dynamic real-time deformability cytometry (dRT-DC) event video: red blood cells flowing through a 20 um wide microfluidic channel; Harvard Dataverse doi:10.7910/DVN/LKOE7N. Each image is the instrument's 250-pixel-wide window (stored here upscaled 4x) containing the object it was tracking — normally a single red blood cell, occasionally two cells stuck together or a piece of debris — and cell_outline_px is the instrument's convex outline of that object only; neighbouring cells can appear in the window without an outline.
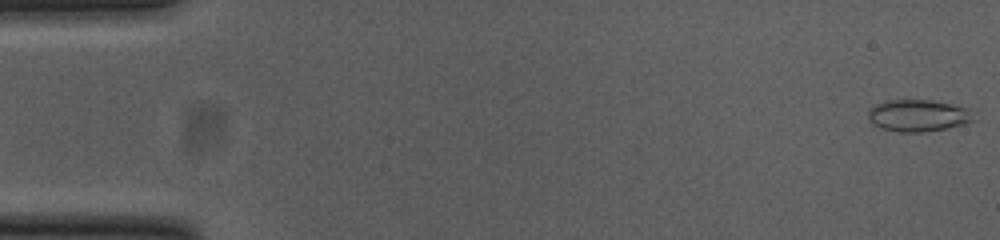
{"species": "common noctule bat (a hibernating species)", "species_latin": "Nyctalus noctula", "temperature_condition": "cold", "stored_images_in_passage": 54, "camera_frame_rate_fps": 3000, "um_per_image_px": 0.085, "animal": {"sex": "female", "body_mass_g": 23.0, "forearm_length_mm": 53.4}, "frame": {"image": 1, "passage_image": 1, "time_ms": 0.0, "image_size_px": [1000, 240], "cell_outline_px": [[976, 120], [964, 124], [948, 128], [924, 132], [900, 132], [880, 128], [872, 124], [868, 120], [868, 112], [876, 104], [888, 100], [932, 100], [952, 104], [968, 108]], "centroid_in_image_um": [78.05, 9.83], "position_along_channel_um": 7.0, "area_um2": 19.71}}
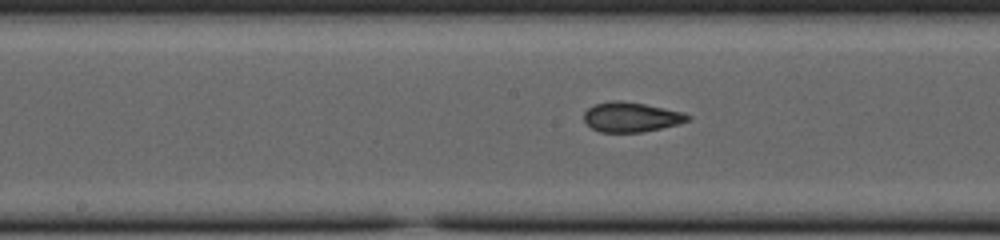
{"frame": {"image": 2, "passage_image": 27, "time_ms": 8.667, "image_size_px": [1000, 240], "cell_outline_px": [[692, 120], [680, 124], [640, 132], [600, 132], [592, 128], [584, 120], [584, 112], [592, 104], [612, 100], [620, 100], [644, 104], [684, 112], [692, 116]], "centroid_in_image_um": [53.67, 9.94], "position_along_channel_um": 194.5, "area_um2": 18.15}}
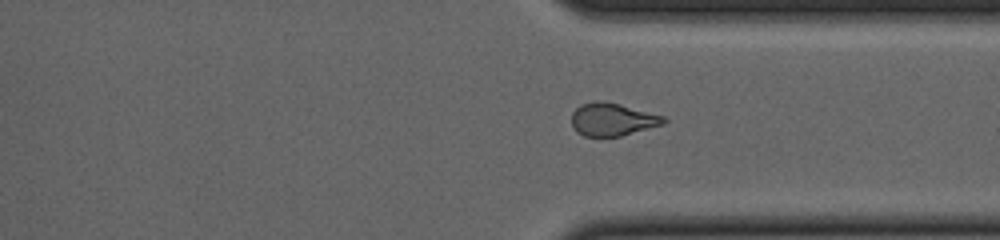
{"frame": {"image": 3, "passage_image": 40, "time_ms": 13.0, "image_size_px": [1000, 240], "cell_outline_px": [[668, 120], [664, 124], [620, 136], [584, 136], [576, 132], [572, 128], [572, 112], [580, 104], [592, 100], [600, 100], [620, 104], [664, 116]], "centroid_in_image_um": [52.03, 10.14], "position_along_channel_um": 359.4, "area_um2": 17.74}, "authors_computed_cell_mechanics": {"area_um2": 18.496, "velocity_mm_per_s": 3.8048, "shape_relaxation_time_tau1_ms": null, "shape_relaxation_time_tau2_ms": 1.1816, "deformation_change_tau1": null, "deformation_change_tau2": 0.0582}}